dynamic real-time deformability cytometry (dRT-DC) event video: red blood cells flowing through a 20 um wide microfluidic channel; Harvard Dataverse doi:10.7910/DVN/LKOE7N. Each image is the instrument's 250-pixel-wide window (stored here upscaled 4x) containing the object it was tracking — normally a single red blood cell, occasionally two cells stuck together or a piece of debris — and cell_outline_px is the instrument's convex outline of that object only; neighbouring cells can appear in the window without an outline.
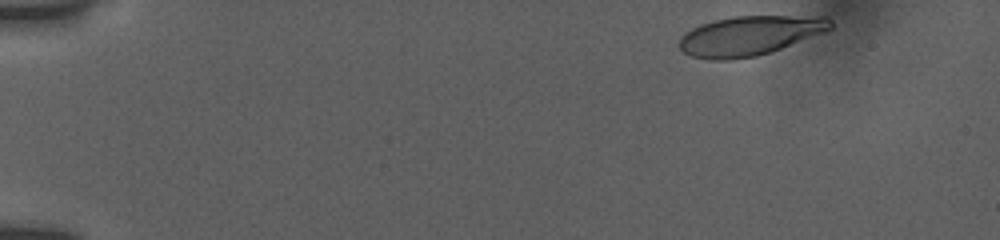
{"species": "human", "species_latin": "Homo sapiens", "temperature_condition": "room temperature", "stored_images_in_passage": 23, "camera_frame_rate_fps": 3000, "um_per_image_px": 0.085, "donor": {"sex": "female"}, "frame": {"image": 1, "passage_image": 1, "time_ms": 0.0, "image_size_px": [1000, 240], "cell_outline_px": [[832, 28], [824, 32], [780, 48], [756, 56], [732, 60], [712, 60], [692, 56], [684, 52], [676, 44], [680, 36], [684, 32], [700, 24], [712, 20], [732, 16], [828, 16], [832, 20]], "centroid_in_image_um": [63.67, 3.02], "position_along_channel_um": 21.3, "area_um2": 34.97}}
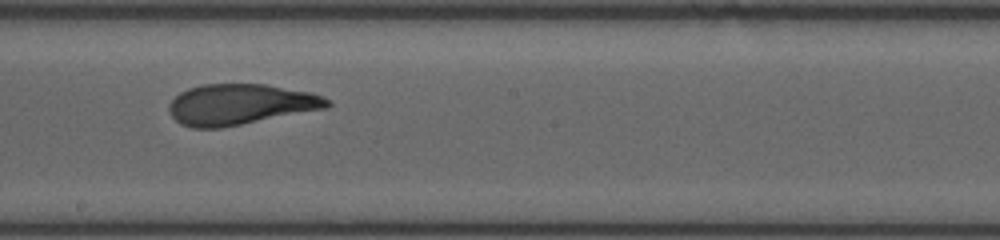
{"frame": {"image": 2, "passage_image": 14, "time_ms": 8.667, "image_size_px": [1000, 240], "cell_outline_px": [[332, 104], [328, 108], [220, 128], [192, 128], [180, 124], [168, 112], [168, 104], [180, 92], [188, 88], [204, 84], [264, 84], [312, 92], [324, 96], [332, 100]], "centroid_in_image_um": [20.45, 8.87], "position_along_channel_um": 227.8, "area_um2": 37.8}}
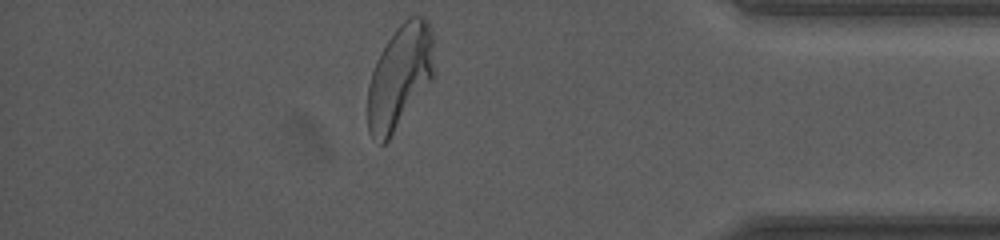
{"frame": {"image": 3, "passage_image": 23, "time_ms": 14.0, "image_size_px": [1000, 240], "cell_outline_px": [[432, 80], [388, 140], [384, 144], [380, 144], [372, 140], [368, 132], [368, 84], [376, 60], [380, 52], [396, 28], [408, 16], [424, 16], [428, 20], [432, 32]], "centroid_in_image_um": [33.95, 6.53], "position_along_channel_um": 401.3, "area_um2": 39.94}, "authors_computed_cell_mechanics": {"area_um2": 37.5122, "velocity_mm_per_s": 3.7684, "shape_relaxation_time_tau1_ms": 5.0586, "shape_relaxation_time_tau2_ms": 1.1188, "deformation_change_tau1": 0.2203, "deformation_change_tau2": 0.0915}}